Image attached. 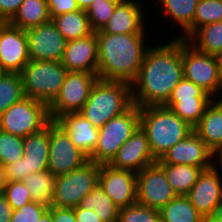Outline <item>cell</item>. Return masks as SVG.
Listing matches in <instances>:
<instances>
[{"mask_svg": "<svg viewBox=\"0 0 222 222\" xmlns=\"http://www.w3.org/2000/svg\"><path fill=\"white\" fill-rule=\"evenodd\" d=\"M7 182L5 167L0 163V194L4 193Z\"/></svg>", "mask_w": 222, "mask_h": 222, "instance_id": "c3c4849f", "label": "cell"}, {"mask_svg": "<svg viewBox=\"0 0 222 222\" xmlns=\"http://www.w3.org/2000/svg\"><path fill=\"white\" fill-rule=\"evenodd\" d=\"M3 194L13 210L32 202L29 190L23 181H8Z\"/></svg>", "mask_w": 222, "mask_h": 222, "instance_id": "74e56055", "label": "cell"}, {"mask_svg": "<svg viewBox=\"0 0 222 222\" xmlns=\"http://www.w3.org/2000/svg\"><path fill=\"white\" fill-rule=\"evenodd\" d=\"M183 74L182 38L149 46L136 79L131 83L132 101L139 108L165 105Z\"/></svg>", "mask_w": 222, "mask_h": 222, "instance_id": "6da1fadb", "label": "cell"}, {"mask_svg": "<svg viewBox=\"0 0 222 222\" xmlns=\"http://www.w3.org/2000/svg\"><path fill=\"white\" fill-rule=\"evenodd\" d=\"M24 97L20 73L0 72V115Z\"/></svg>", "mask_w": 222, "mask_h": 222, "instance_id": "d6a6232c", "label": "cell"}, {"mask_svg": "<svg viewBox=\"0 0 222 222\" xmlns=\"http://www.w3.org/2000/svg\"><path fill=\"white\" fill-rule=\"evenodd\" d=\"M48 170L56 177L80 168L89 161L88 156L78 149L67 133L55 122L49 123Z\"/></svg>", "mask_w": 222, "mask_h": 222, "instance_id": "7c38bea8", "label": "cell"}, {"mask_svg": "<svg viewBox=\"0 0 222 222\" xmlns=\"http://www.w3.org/2000/svg\"><path fill=\"white\" fill-rule=\"evenodd\" d=\"M55 122L67 133L73 144L88 157L94 151L98 138V128L93 126L79 112L66 113Z\"/></svg>", "mask_w": 222, "mask_h": 222, "instance_id": "7402d4cb", "label": "cell"}, {"mask_svg": "<svg viewBox=\"0 0 222 222\" xmlns=\"http://www.w3.org/2000/svg\"><path fill=\"white\" fill-rule=\"evenodd\" d=\"M201 217L184 195H178L160 210L161 222H200Z\"/></svg>", "mask_w": 222, "mask_h": 222, "instance_id": "4dcf8cb0", "label": "cell"}, {"mask_svg": "<svg viewBox=\"0 0 222 222\" xmlns=\"http://www.w3.org/2000/svg\"><path fill=\"white\" fill-rule=\"evenodd\" d=\"M166 179L177 195H186L198 180L200 173L210 167H196L183 164H159Z\"/></svg>", "mask_w": 222, "mask_h": 222, "instance_id": "83f0119b", "label": "cell"}, {"mask_svg": "<svg viewBox=\"0 0 222 222\" xmlns=\"http://www.w3.org/2000/svg\"><path fill=\"white\" fill-rule=\"evenodd\" d=\"M24 156V138L0 130V163L5 166Z\"/></svg>", "mask_w": 222, "mask_h": 222, "instance_id": "836d02e7", "label": "cell"}, {"mask_svg": "<svg viewBox=\"0 0 222 222\" xmlns=\"http://www.w3.org/2000/svg\"><path fill=\"white\" fill-rule=\"evenodd\" d=\"M186 41L200 52L215 56L222 54V21L197 28Z\"/></svg>", "mask_w": 222, "mask_h": 222, "instance_id": "d4e9b609", "label": "cell"}, {"mask_svg": "<svg viewBox=\"0 0 222 222\" xmlns=\"http://www.w3.org/2000/svg\"><path fill=\"white\" fill-rule=\"evenodd\" d=\"M121 0H94L86 10L91 29L101 30L114 13L115 7Z\"/></svg>", "mask_w": 222, "mask_h": 222, "instance_id": "e575fe53", "label": "cell"}, {"mask_svg": "<svg viewBox=\"0 0 222 222\" xmlns=\"http://www.w3.org/2000/svg\"><path fill=\"white\" fill-rule=\"evenodd\" d=\"M193 130L211 151L215 150L222 144L221 112L211 103Z\"/></svg>", "mask_w": 222, "mask_h": 222, "instance_id": "4316f807", "label": "cell"}, {"mask_svg": "<svg viewBox=\"0 0 222 222\" xmlns=\"http://www.w3.org/2000/svg\"><path fill=\"white\" fill-rule=\"evenodd\" d=\"M50 19L79 10L76 0H47Z\"/></svg>", "mask_w": 222, "mask_h": 222, "instance_id": "60d3db41", "label": "cell"}, {"mask_svg": "<svg viewBox=\"0 0 222 222\" xmlns=\"http://www.w3.org/2000/svg\"><path fill=\"white\" fill-rule=\"evenodd\" d=\"M98 184L118 209L137 202L136 173L101 164Z\"/></svg>", "mask_w": 222, "mask_h": 222, "instance_id": "2e32d148", "label": "cell"}, {"mask_svg": "<svg viewBox=\"0 0 222 222\" xmlns=\"http://www.w3.org/2000/svg\"><path fill=\"white\" fill-rule=\"evenodd\" d=\"M146 33L110 34L96 31L98 79L132 83L149 48ZM145 42V43H144Z\"/></svg>", "mask_w": 222, "mask_h": 222, "instance_id": "7a4b0ae2", "label": "cell"}, {"mask_svg": "<svg viewBox=\"0 0 222 222\" xmlns=\"http://www.w3.org/2000/svg\"><path fill=\"white\" fill-rule=\"evenodd\" d=\"M98 76L88 72H67L57 96L48 104L51 120L79 112L89 98Z\"/></svg>", "mask_w": 222, "mask_h": 222, "instance_id": "30bf717a", "label": "cell"}, {"mask_svg": "<svg viewBox=\"0 0 222 222\" xmlns=\"http://www.w3.org/2000/svg\"><path fill=\"white\" fill-rule=\"evenodd\" d=\"M76 222H102L92 210L83 209L80 206L74 208Z\"/></svg>", "mask_w": 222, "mask_h": 222, "instance_id": "ee69618b", "label": "cell"}, {"mask_svg": "<svg viewBox=\"0 0 222 222\" xmlns=\"http://www.w3.org/2000/svg\"><path fill=\"white\" fill-rule=\"evenodd\" d=\"M160 2L162 11L167 13V18L171 19L180 31L179 36L187 39L193 33V19L196 12L198 0H157ZM169 16V17H168Z\"/></svg>", "mask_w": 222, "mask_h": 222, "instance_id": "603a6c76", "label": "cell"}, {"mask_svg": "<svg viewBox=\"0 0 222 222\" xmlns=\"http://www.w3.org/2000/svg\"><path fill=\"white\" fill-rule=\"evenodd\" d=\"M24 0H0V21L9 22Z\"/></svg>", "mask_w": 222, "mask_h": 222, "instance_id": "b9f144b4", "label": "cell"}, {"mask_svg": "<svg viewBox=\"0 0 222 222\" xmlns=\"http://www.w3.org/2000/svg\"><path fill=\"white\" fill-rule=\"evenodd\" d=\"M67 72L61 61H29L20 72L25 97L49 104L59 93Z\"/></svg>", "mask_w": 222, "mask_h": 222, "instance_id": "5b68a950", "label": "cell"}, {"mask_svg": "<svg viewBox=\"0 0 222 222\" xmlns=\"http://www.w3.org/2000/svg\"><path fill=\"white\" fill-rule=\"evenodd\" d=\"M142 4L138 0H121L101 31L110 34L146 33L144 20L147 16L143 14Z\"/></svg>", "mask_w": 222, "mask_h": 222, "instance_id": "44dd1931", "label": "cell"}, {"mask_svg": "<svg viewBox=\"0 0 222 222\" xmlns=\"http://www.w3.org/2000/svg\"><path fill=\"white\" fill-rule=\"evenodd\" d=\"M140 126V108L133 104L119 116L107 121L98 128L97 145L88 157L97 164H109L116 156L120 146L126 142Z\"/></svg>", "mask_w": 222, "mask_h": 222, "instance_id": "8992f818", "label": "cell"}, {"mask_svg": "<svg viewBox=\"0 0 222 222\" xmlns=\"http://www.w3.org/2000/svg\"><path fill=\"white\" fill-rule=\"evenodd\" d=\"M100 164L88 161L70 173L56 177L50 207L75 208L98 184Z\"/></svg>", "mask_w": 222, "mask_h": 222, "instance_id": "ba28073f", "label": "cell"}, {"mask_svg": "<svg viewBox=\"0 0 222 222\" xmlns=\"http://www.w3.org/2000/svg\"><path fill=\"white\" fill-rule=\"evenodd\" d=\"M49 20L47 0H24L8 23L26 31Z\"/></svg>", "mask_w": 222, "mask_h": 222, "instance_id": "cb8c5ba5", "label": "cell"}, {"mask_svg": "<svg viewBox=\"0 0 222 222\" xmlns=\"http://www.w3.org/2000/svg\"><path fill=\"white\" fill-rule=\"evenodd\" d=\"M215 161H218L217 165L219 164L218 166H220L221 168L214 164L216 163ZM212 166L215 169H222V144H220L215 150L212 151Z\"/></svg>", "mask_w": 222, "mask_h": 222, "instance_id": "bcb514c9", "label": "cell"}, {"mask_svg": "<svg viewBox=\"0 0 222 222\" xmlns=\"http://www.w3.org/2000/svg\"><path fill=\"white\" fill-rule=\"evenodd\" d=\"M94 0H76L80 10H87Z\"/></svg>", "mask_w": 222, "mask_h": 222, "instance_id": "681fc988", "label": "cell"}, {"mask_svg": "<svg viewBox=\"0 0 222 222\" xmlns=\"http://www.w3.org/2000/svg\"><path fill=\"white\" fill-rule=\"evenodd\" d=\"M51 20L67 41L84 38L94 32L90 27L89 18L85 10L79 9L64 13Z\"/></svg>", "mask_w": 222, "mask_h": 222, "instance_id": "484cf974", "label": "cell"}, {"mask_svg": "<svg viewBox=\"0 0 222 222\" xmlns=\"http://www.w3.org/2000/svg\"><path fill=\"white\" fill-rule=\"evenodd\" d=\"M30 61H61L67 40L52 20L25 31Z\"/></svg>", "mask_w": 222, "mask_h": 222, "instance_id": "5bb4252c", "label": "cell"}, {"mask_svg": "<svg viewBox=\"0 0 222 222\" xmlns=\"http://www.w3.org/2000/svg\"><path fill=\"white\" fill-rule=\"evenodd\" d=\"M218 65H219V77H220V83L222 86V54L217 56Z\"/></svg>", "mask_w": 222, "mask_h": 222, "instance_id": "f5cc1de1", "label": "cell"}, {"mask_svg": "<svg viewBox=\"0 0 222 222\" xmlns=\"http://www.w3.org/2000/svg\"><path fill=\"white\" fill-rule=\"evenodd\" d=\"M56 176L50 171L31 173L24 183L27 186L31 200L50 207L53 199Z\"/></svg>", "mask_w": 222, "mask_h": 222, "instance_id": "f546056e", "label": "cell"}, {"mask_svg": "<svg viewBox=\"0 0 222 222\" xmlns=\"http://www.w3.org/2000/svg\"><path fill=\"white\" fill-rule=\"evenodd\" d=\"M53 222H76L74 208L49 207Z\"/></svg>", "mask_w": 222, "mask_h": 222, "instance_id": "7bdbcfd3", "label": "cell"}, {"mask_svg": "<svg viewBox=\"0 0 222 222\" xmlns=\"http://www.w3.org/2000/svg\"><path fill=\"white\" fill-rule=\"evenodd\" d=\"M49 124L24 138V156L5 165L8 181H24L31 173L48 170Z\"/></svg>", "mask_w": 222, "mask_h": 222, "instance_id": "8fae6325", "label": "cell"}, {"mask_svg": "<svg viewBox=\"0 0 222 222\" xmlns=\"http://www.w3.org/2000/svg\"><path fill=\"white\" fill-rule=\"evenodd\" d=\"M13 208L8 203L4 194H0V222H10Z\"/></svg>", "mask_w": 222, "mask_h": 222, "instance_id": "f6af8a7d", "label": "cell"}, {"mask_svg": "<svg viewBox=\"0 0 222 222\" xmlns=\"http://www.w3.org/2000/svg\"><path fill=\"white\" fill-rule=\"evenodd\" d=\"M68 72L98 73V42L96 32L87 37L69 40L61 59Z\"/></svg>", "mask_w": 222, "mask_h": 222, "instance_id": "ffe728a7", "label": "cell"}, {"mask_svg": "<svg viewBox=\"0 0 222 222\" xmlns=\"http://www.w3.org/2000/svg\"><path fill=\"white\" fill-rule=\"evenodd\" d=\"M219 97L220 98H217V96L214 98L212 97V100H211V103L221 112L222 114V94L219 93ZM216 98L218 100H216Z\"/></svg>", "mask_w": 222, "mask_h": 222, "instance_id": "f907efd6", "label": "cell"}, {"mask_svg": "<svg viewBox=\"0 0 222 222\" xmlns=\"http://www.w3.org/2000/svg\"><path fill=\"white\" fill-rule=\"evenodd\" d=\"M38 222H53L51 213L47 211Z\"/></svg>", "mask_w": 222, "mask_h": 222, "instance_id": "816d5d0a", "label": "cell"}, {"mask_svg": "<svg viewBox=\"0 0 222 222\" xmlns=\"http://www.w3.org/2000/svg\"><path fill=\"white\" fill-rule=\"evenodd\" d=\"M79 206L83 209L93 210L102 222H117L119 209L99 184L84 196Z\"/></svg>", "mask_w": 222, "mask_h": 222, "instance_id": "f1b7e54d", "label": "cell"}, {"mask_svg": "<svg viewBox=\"0 0 222 222\" xmlns=\"http://www.w3.org/2000/svg\"><path fill=\"white\" fill-rule=\"evenodd\" d=\"M140 127L157 160L193 131V127L164 105L141 107Z\"/></svg>", "mask_w": 222, "mask_h": 222, "instance_id": "3957f363", "label": "cell"}, {"mask_svg": "<svg viewBox=\"0 0 222 222\" xmlns=\"http://www.w3.org/2000/svg\"><path fill=\"white\" fill-rule=\"evenodd\" d=\"M29 61L25 30L6 22L0 28V72L20 73Z\"/></svg>", "mask_w": 222, "mask_h": 222, "instance_id": "e0dca14e", "label": "cell"}, {"mask_svg": "<svg viewBox=\"0 0 222 222\" xmlns=\"http://www.w3.org/2000/svg\"><path fill=\"white\" fill-rule=\"evenodd\" d=\"M136 189L138 203L159 211L178 196L157 162L136 173Z\"/></svg>", "mask_w": 222, "mask_h": 222, "instance_id": "4fadbf2b", "label": "cell"}, {"mask_svg": "<svg viewBox=\"0 0 222 222\" xmlns=\"http://www.w3.org/2000/svg\"><path fill=\"white\" fill-rule=\"evenodd\" d=\"M117 222H161L160 211L136 202L119 209Z\"/></svg>", "mask_w": 222, "mask_h": 222, "instance_id": "8d00e7d4", "label": "cell"}, {"mask_svg": "<svg viewBox=\"0 0 222 222\" xmlns=\"http://www.w3.org/2000/svg\"><path fill=\"white\" fill-rule=\"evenodd\" d=\"M150 149L146 133L139 126L132 136L124 142L109 165L115 169L131 170L135 173L156 163Z\"/></svg>", "mask_w": 222, "mask_h": 222, "instance_id": "ac0fdd59", "label": "cell"}, {"mask_svg": "<svg viewBox=\"0 0 222 222\" xmlns=\"http://www.w3.org/2000/svg\"><path fill=\"white\" fill-rule=\"evenodd\" d=\"M133 105L131 84L124 81L97 79L89 98L79 113L100 128Z\"/></svg>", "mask_w": 222, "mask_h": 222, "instance_id": "277c9868", "label": "cell"}, {"mask_svg": "<svg viewBox=\"0 0 222 222\" xmlns=\"http://www.w3.org/2000/svg\"><path fill=\"white\" fill-rule=\"evenodd\" d=\"M182 63L185 79L198 85L210 96H219L222 86L217 56L200 52L182 39Z\"/></svg>", "mask_w": 222, "mask_h": 222, "instance_id": "9c48e42d", "label": "cell"}, {"mask_svg": "<svg viewBox=\"0 0 222 222\" xmlns=\"http://www.w3.org/2000/svg\"><path fill=\"white\" fill-rule=\"evenodd\" d=\"M222 21V0H198L193 32L204 25Z\"/></svg>", "mask_w": 222, "mask_h": 222, "instance_id": "d590c367", "label": "cell"}, {"mask_svg": "<svg viewBox=\"0 0 222 222\" xmlns=\"http://www.w3.org/2000/svg\"><path fill=\"white\" fill-rule=\"evenodd\" d=\"M211 100L212 98L180 99V101H167L164 106L170 108L194 128L199 123L206 108L211 104Z\"/></svg>", "mask_w": 222, "mask_h": 222, "instance_id": "1f68e13d", "label": "cell"}, {"mask_svg": "<svg viewBox=\"0 0 222 222\" xmlns=\"http://www.w3.org/2000/svg\"><path fill=\"white\" fill-rule=\"evenodd\" d=\"M193 98H212V96H210L192 81L183 77L178 85L173 89L168 101H180V99Z\"/></svg>", "mask_w": 222, "mask_h": 222, "instance_id": "ab89813d", "label": "cell"}, {"mask_svg": "<svg viewBox=\"0 0 222 222\" xmlns=\"http://www.w3.org/2000/svg\"><path fill=\"white\" fill-rule=\"evenodd\" d=\"M51 121L48 104L24 97L0 115V130L25 138L42 130Z\"/></svg>", "mask_w": 222, "mask_h": 222, "instance_id": "52a82bcc", "label": "cell"}, {"mask_svg": "<svg viewBox=\"0 0 222 222\" xmlns=\"http://www.w3.org/2000/svg\"><path fill=\"white\" fill-rule=\"evenodd\" d=\"M158 164H183L196 167L212 166V151L193 130L183 140L166 151Z\"/></svg>", "mask_w": 222, "mask_h": 222, "instance_id": "d6986e66", "label": "cell"}, {"mask_svg": "<svg viewBox=\"0 0 222 222\" xmlns=\"http://www.w3.org/2000/svg\"><path fill=\"white\" fill-rule=\"evenodd\" d=\"M6 22L0 21V28L5 24Z\"/></svg>", "mask_w": 222, "mask_h": 222, "instance_id": "db71d44e", "label": "cell"}, {"mask_svg": "<svg viewBox=\"0 0 222 222\" xmlns=\"http://www.w3.org/2000/svg\"><path fill=\"white\" fill-rule=\"evenodd\" d=\"M49 210V206L32 201L18 210H13L10 222H38Z\"/></svg>", "mask_w": 222, "mask_h": 222, "instance_id": "f35d334b", "label": "cell"}, {"mask_svg": "<svg viewBox=\"0 0 222 222\" xmlns=\"http://www.w3.org/2000/svg\"><path fill=\"white\" fill-rule=\"evenodd\" d=\"M200 222H222V211L209 215H203Z\"/></svg>", "mask_w": 222, "mask_h": 222, "instance_id": "7dc6e473", "label": "cell"}, {"mask_svg": "<svg viewBox=\"0 0 222 222\" xmlns=\"http://www.w3.org/2000/svg\"><path fill=\"white\" fill-rule=\"evenodd\" d=\"M204 169L191 190L185 195L201 216L222 211L221 170Z\"/></svg>", "mask_w": 222, "mask_h": 222, "instance_id": "9a60e30c", "label": "cell"}]
</instances>
